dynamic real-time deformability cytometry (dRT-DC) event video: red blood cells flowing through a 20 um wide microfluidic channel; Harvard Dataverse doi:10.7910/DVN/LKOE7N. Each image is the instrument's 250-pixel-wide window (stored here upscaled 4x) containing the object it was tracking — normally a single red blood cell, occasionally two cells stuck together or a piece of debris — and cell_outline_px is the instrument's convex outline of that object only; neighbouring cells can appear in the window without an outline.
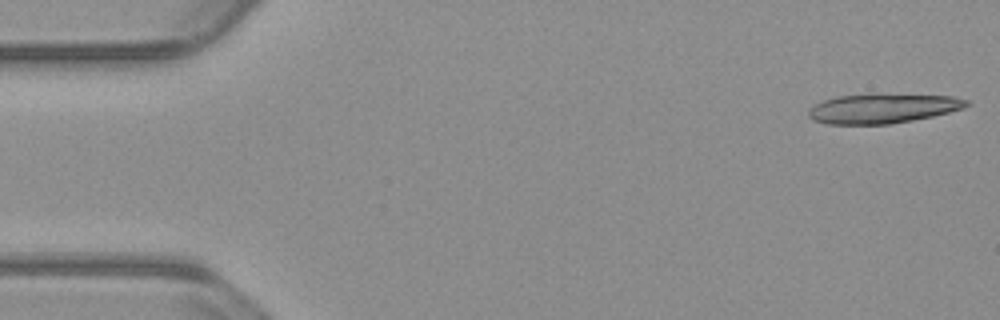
{"species": "common noctule bat (a hibernating species)", "species_latin": "Nyctalus noctula", "temperature_condition": "warm", "stored_images_in_passage": 17, "camera_frame_rate_fps": 3000, "um_per_image_px": 0.085, "animal": {"sex": "male", "body_mass_g": 23.1, "forearm_length_mm": 52.7}, "frame": {"image": 1, "passage_image": 1, "time_ms": 0.0, "image_size_px": [1000, 320], "cell_outline_px": [[972, 104], [964, 108], [932, 116], [912, 120], [888, 124], [828, 124], [812, 120], [808, 116], [808, 108], [824, 100], [836, 96], [876, 92], [952, 96], [968, 100]], "centroid_in_image_um": [75.03, 9.18], "position_along_channel_um": 10.0, "area_um2": 27.92}}